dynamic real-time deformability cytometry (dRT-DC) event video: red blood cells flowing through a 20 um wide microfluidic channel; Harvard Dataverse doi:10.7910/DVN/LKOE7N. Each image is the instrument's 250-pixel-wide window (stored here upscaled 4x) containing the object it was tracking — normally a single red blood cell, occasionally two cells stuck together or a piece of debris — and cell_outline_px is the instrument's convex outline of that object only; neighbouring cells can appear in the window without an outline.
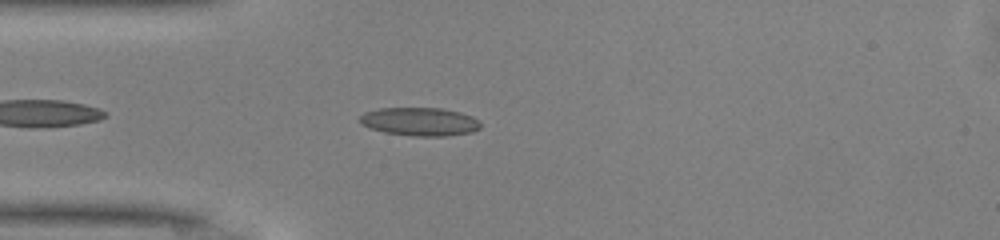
{"species": "common noctule bat (a hibernating species)", "species_latin": "Nyctalus noctula", "temperature_condition": "warm", "stored_images_in_passage": 35, "camera_frame_rate_fps": 3000, "um_per_image_px": 0.085, "animal": {"sex": "male", "body_mass_g": 13.0, "forearm_length_mm": 53.1}, "frame": {"image": 1, "passage_image": 3, "time_ms": 0.667, "image_size_px": [1000, 240], "cell_outline_px": [[480, 128], [472, 132], [444, 136], [412, 136], [384, 132], [360, 124], [360, 116], [364, 112], [380, 108], [440, 108], [460, 112], [472, 116], [480, 120]], "centroid_in_image_um": [35.69, 10.34], "position_along_channel_um": 49.3, "area_um2": 19.94}}
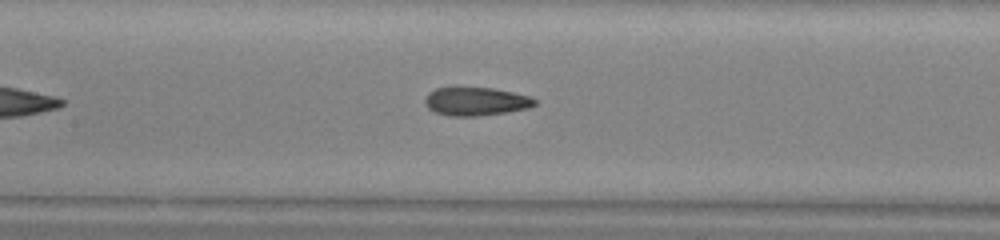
{"frame": {"image": 2, "passage_image": 12, "time_ms": 3.667, "image_size_px": [1000, 240], "cell_outline_px": [[536, 104], [528, 108], [508, 112], [476, 116], [452, 116], [436, 112], [428, 108], [424, 100], [428, 92], [436, 88], [456, 84], [492, 88], [512, 92], [528, 96], [536, 100]], "centroid_in_image_um": [40.39, 8.57], "position_along_channel_um": 167.0, "area_um2": 18.73}}
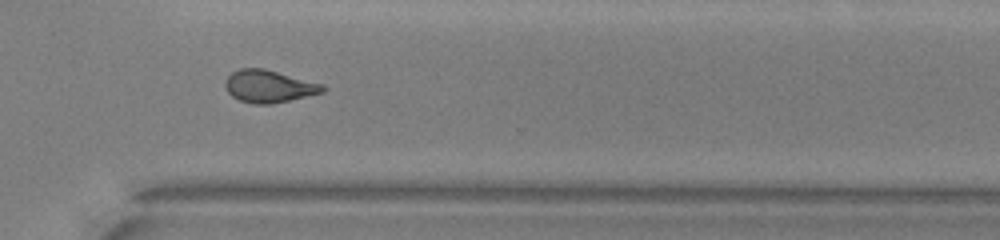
{"frame": {"image": 3, "passage_image": 25, "time_ms": 8.0, "image_size_px": [1000, 240], "cell_outline_px": [[328, 88], [324, 92], [272, 104], [252, 104], [240, 100], [232, 96], [228, 92], [224, 84], [228, 76], [232, 72], [240, 68], [264, 68], [324, 84]], "centroid_in_image_um": [22.88, 7.33], "position_along_channel_um": 347.7, "area_um2": 18.5}, "authors_computed_cell_mechanics": {"area_um2": 18.3804, "velocity_mm_per_s": 4.1834, "shape_relaxation_time_tau1_ms": 3.5085, "shape_relaxation_time_tau2_ms": 2.005, "deformation_change_tau1": 0.1495, "deformation_change_tau2": 0.1037}}